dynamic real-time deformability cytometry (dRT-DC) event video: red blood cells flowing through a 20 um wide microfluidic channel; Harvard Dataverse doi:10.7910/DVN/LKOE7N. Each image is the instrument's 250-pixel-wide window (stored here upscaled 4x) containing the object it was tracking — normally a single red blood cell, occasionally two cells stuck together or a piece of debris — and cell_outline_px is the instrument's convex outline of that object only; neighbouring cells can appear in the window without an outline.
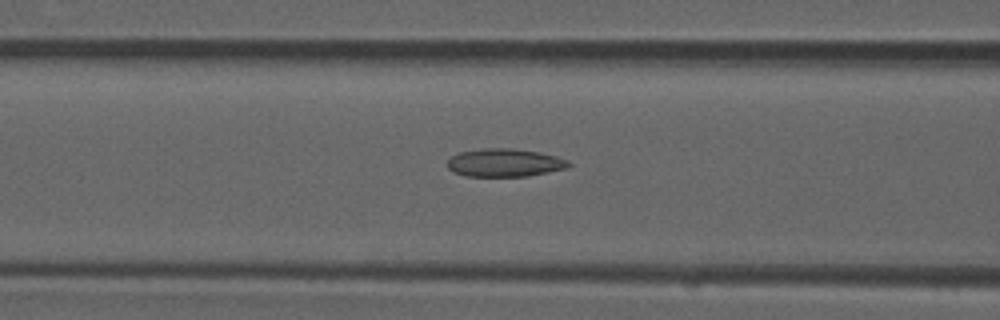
{"species": "common noctule bat (a hibernating species)", "species_latin": "Nyctalus noctula", "temperature_condition": "room temperature", "stored_images_in_passage": 34, "camera_frame_rate_fps": 3000, "um_per_image_px": 0.085, "animal": {"sex": "male", "forearm_length_mm": 52.5}, "frame": {"image": 1, "passage_image": 8, "time_ms": 2.333, "image_size_px": [1000, 320], "cell_outline_px": [[572, 164], [568, 168], [528, 176], [464, 176], [452, 172], [448, 168], [448, 160], [452, 156], [460, 152], [484, 148], [512, 148], [540, 152], [556, 156], [568, 160]], "centroid_in_image_um": [42.91, 13.83], "position_along_channel_um": 123.7, "area_um2": 19.94}}
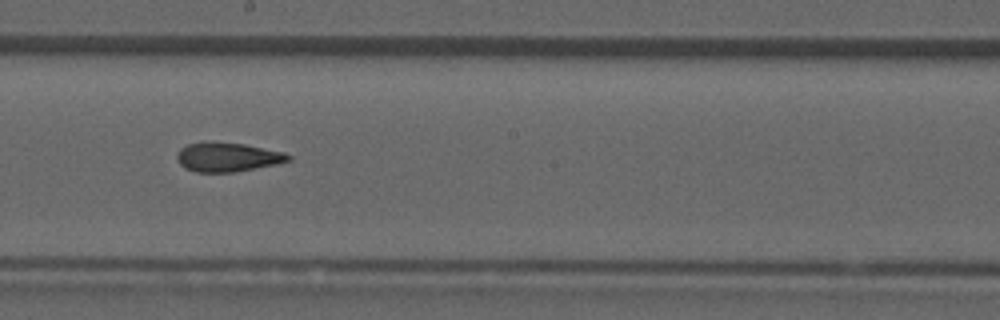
{"frame": {"image": 2, "passage_image": 16, "time_ms": 5.0, "image_size_px": [1000, 320], "cell_outline_px": [[292, 160], [276, 164], [236, 172], [196, 172], [184, 168], [180, 164], [176, 156], [180, 148], [188, 144], [204, 140], [208, 140], [244, 144], [284, 152], [292, 156]], "centroid_in_image_um": [19.32, 13.33], "position_along_channel_um": 228.9, "area_um2": 19.25}}
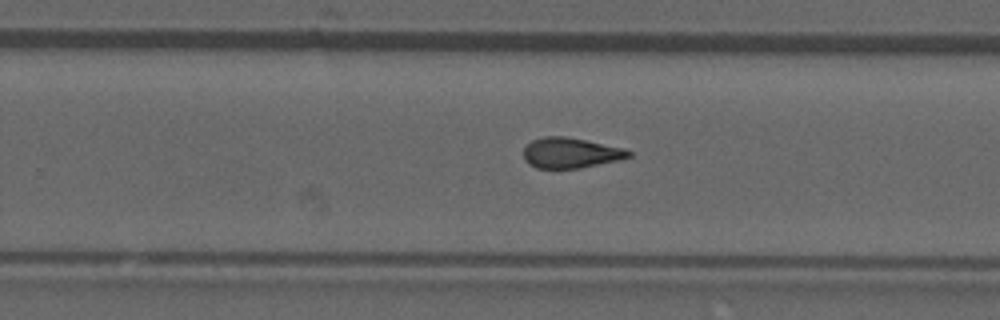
{"frame": {"image": 3, "passage_image": 20, "time_ms": 6.333, "image_size_px": [1000, 320], "cell_outline_px": [[632, 156], [620, 160], [580, 168], [536, 168], [528, 164], [524, 160], [524, 148], [532, 140], [544, 136], [564, 136], [624, 148], [632, 152]], "centroid_in_image_um": [48.5, 13.0], "position_along_channel_um": 281.3, "area_um2": 18.61}, "authors_computed_cell_mechanics": {"area_um2": 19.1318, "velocity_mm_per_s": 3.9464, "shape_relaxation_time_tau1_ms": null, "shape_relaxation_time_tau2_ms": 1.431, "deformation_change_tau1": null, "deformation_change_tau2": 0.0948}}